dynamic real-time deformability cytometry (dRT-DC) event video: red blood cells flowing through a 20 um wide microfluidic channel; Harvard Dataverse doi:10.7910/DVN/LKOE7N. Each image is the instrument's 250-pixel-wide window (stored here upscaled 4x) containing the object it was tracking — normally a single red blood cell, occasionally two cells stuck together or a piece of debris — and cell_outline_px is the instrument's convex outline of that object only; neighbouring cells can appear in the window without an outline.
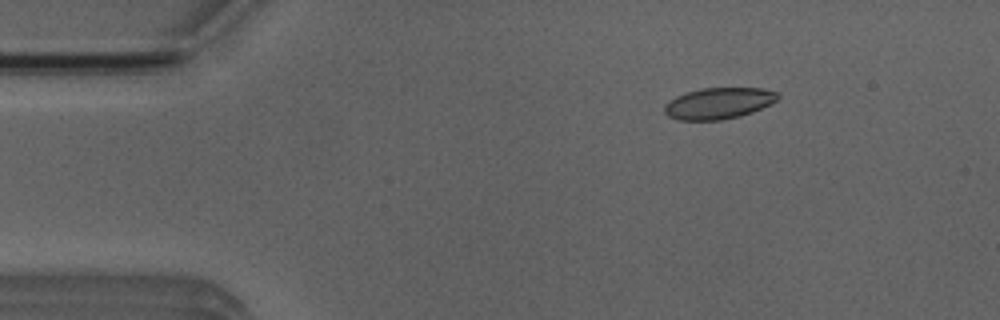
{"species": "Egyptian fruit bat (a non-hibernating species)", "species_latin": "Rousettus aegyptiacus", "temperature_condition": "room temperature", "stored_images_in_passage": 3, "camera_frame_rate_fps": 3000, "um_per_image_px": 0.085, "animal": {"sex": "male"}, "frame": {"image": 1, "passage_image": 1, "time_ms": 0.0, "image_size_px": [1000, 320], "cell_outline_px": [[780, 96], [776, 100], [752, 112], [740, 116], [720, 120], [676, 120], [668, 116], [664, 112], [664, 104], [676, 96], [684, 92], [700, 88], [760, 88], [776, 92]], "centroid_in_image_um": [61.02, 8.78], "position_along_channel_um": 24.0, "area_um2": 20.63}}